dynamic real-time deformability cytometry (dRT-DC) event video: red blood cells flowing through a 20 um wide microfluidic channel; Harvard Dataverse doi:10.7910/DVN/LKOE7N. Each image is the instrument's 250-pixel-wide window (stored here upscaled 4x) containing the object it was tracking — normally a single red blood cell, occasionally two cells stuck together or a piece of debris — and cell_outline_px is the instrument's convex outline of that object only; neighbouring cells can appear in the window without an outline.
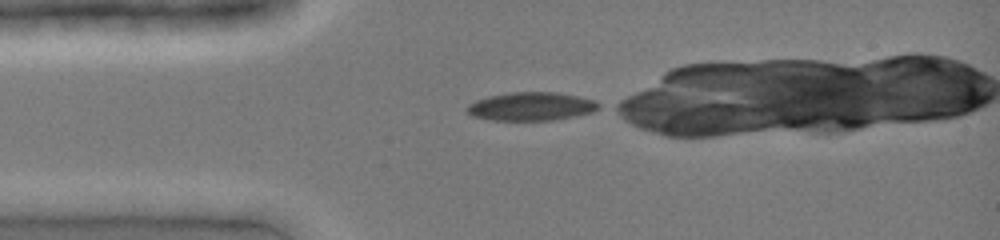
{"species": "common noctule bat (a hibernating species)", "species_latin": "Nyctalus noctula", "temperature_condition": "cold", "stored_images_in_passage": 4, "camera_frame_rate_fps": 3000, "um_per_image_px": 0.085, "animal": {"sex": "female", "body_mass_g": 19.0, "forearm_length_mm": 51.5}, "frame": {"image": 1, "passage_image": 1, "time_ms": 0.0, "image_size_px": [1000, 240], "cell_outline_px": [[600, 108], [592, 112], [552, 120], [492, 120], [472, 116], [464, 108], [468, 104], [476, 100], [488, 96], [508, 92], [556, 92], [576, 96], [592, 100], [600, 104]], "centroid_in_image_um": [45.1, 9.04], "position_along_channel_um": 39.9, "area_um2": 21.68}}